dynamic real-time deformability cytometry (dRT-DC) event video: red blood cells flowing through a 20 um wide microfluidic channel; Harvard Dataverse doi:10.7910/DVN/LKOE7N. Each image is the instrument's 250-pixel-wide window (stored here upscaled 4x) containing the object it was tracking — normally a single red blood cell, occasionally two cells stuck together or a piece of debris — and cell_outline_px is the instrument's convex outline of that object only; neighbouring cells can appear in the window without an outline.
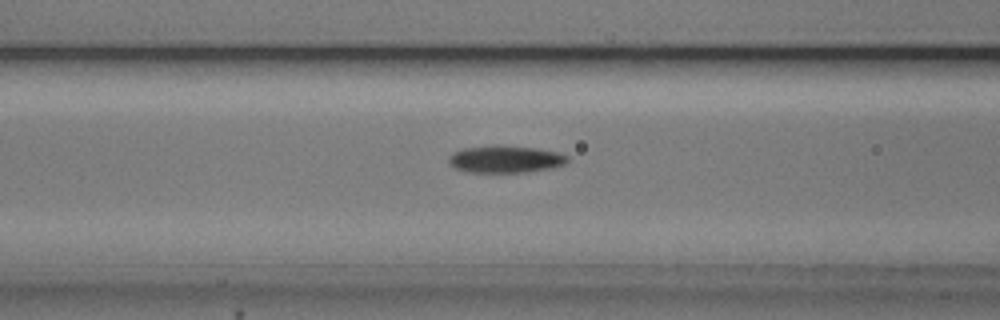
{"species": "common noctule bat (a hibernating species)", "species_latin": "Nyctalus noctula", "temperature_condition": "cold", "stored_images_in_passage": 52, "camera_frame_rate_fps": 3000, "um_per_image_px": 0.085, "animal": {"sex": "male", "body_mass_g": 20.5, "forearm_length_mm": 52.5}, "frame": {"image": 1, "passage_image": 20, "time_ms": 6.333, "image_size_px": [1000, 320], "cell_outline_px": [[568, 160], [564, 164], [552, 168], [528, 172], [468, 172], [456, 168], [448, 164], [448, 156], [452, 152], [464, 148], [496, 144], [536, 148], [560, 152], [568, 156]], "centroid_in_image_um": [42.94, 13.52], "position_along_channel_um": 123.7, "area_um2": 19.13}}
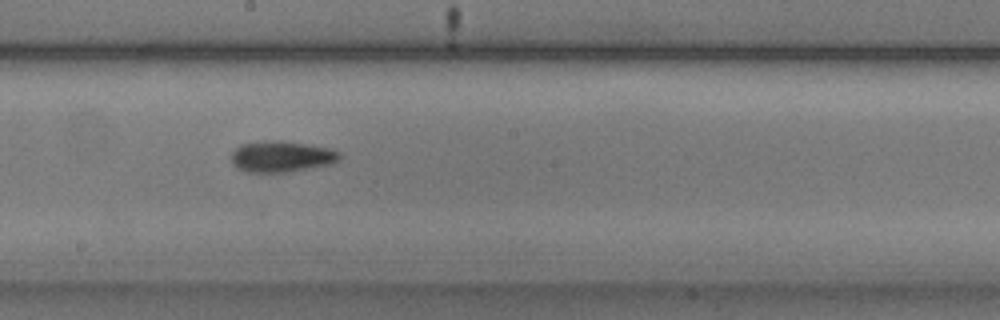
{"frame": {"image": 2, "passage_image": 28, "time_ms": 9.0, "image_size_px": [1000, 320], "cell_outline_px": [[340, 160], [332, 164], [288, 172], [244, 172], [236, 168], [232, 164], [232, 152], [240, 144], [264, 140], [284, 140], [332, 148], [340, 152]], "centroid_in_image_um": [23.94, 13.29], "position_along_channel_um": 224.3, "area_um2": 20.06}}
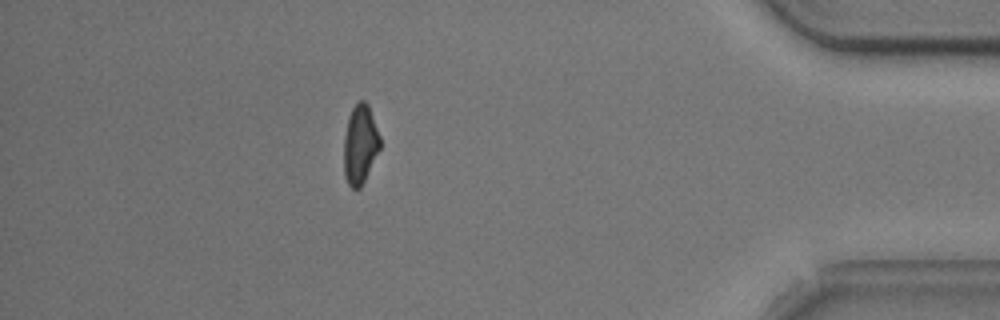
{"frame": {"image": 3, "passage_image": 46, "time_ms": 15.0, "image_size_px": [1000, 320], "cell_outline_px": [[380, 148], [360, 188], [352, 188], [348, 184], [344, 176], [344, 136], [348, 116], [356, 100], [364, 100], [368, 104], [380, 136]], "centroid_in_image_um": [30.59, 12.23], "position_along_channel_um": 404.6, "area_um2": 16.7}, "authors_computed_cell_mechanics": {"area_um2": 18.0336, "velocity_mm_per_s": 3.7662, "shape_relaxation_time_tau1_ms": 3.7759, "shape_relaxation_time_tau2_ms": 8.4591, "deformation_change_tau1": 0.1408, "deformation_change_tau2": 0.1829}}